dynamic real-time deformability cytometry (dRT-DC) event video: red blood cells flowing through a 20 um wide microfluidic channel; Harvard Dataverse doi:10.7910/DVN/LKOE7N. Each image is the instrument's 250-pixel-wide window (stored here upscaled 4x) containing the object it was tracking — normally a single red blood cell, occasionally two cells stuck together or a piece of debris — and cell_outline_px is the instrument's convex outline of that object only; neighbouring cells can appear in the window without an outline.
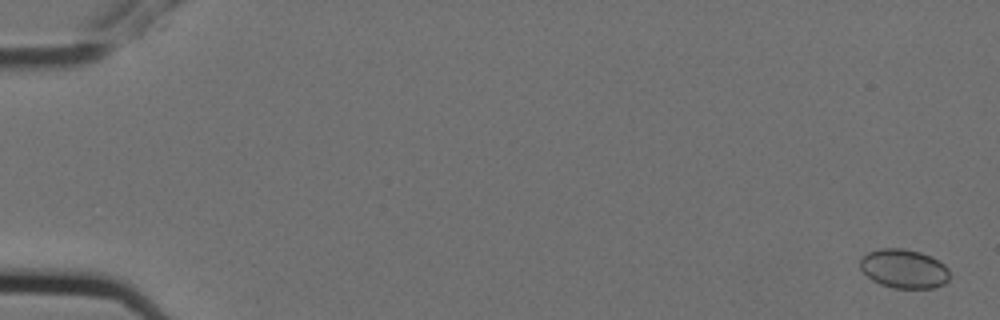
{"species": "Egyptian fruit bat (a non-hibernating species)", "species_latin": "Rousettus aegyptiacus", "temperature_condition": "cold", "stored_images_in_passage": 9, "camera_frame_rate_fps": 3000, "um_per_image_px": 0.085, "animal": {"sex": "female"}, "frame": {"image": 1, "passage_image": 1, "time_ms": 0.0, "image_size_px": [1000, 320], "cell_outline_px": [[948, 280], [944, 284], [932, 288], [892, 288], [880, 284], [872, 280], [860, 268], [860, 256], [868, 252], [880, 248], [904, 248], [920, 252], [932, 256], [944, 264], [948, 268]], "centroid_in_image_um": [76.82, 22.83], "position_along_channel_um": 8.2, "area_um2": 20.52}}
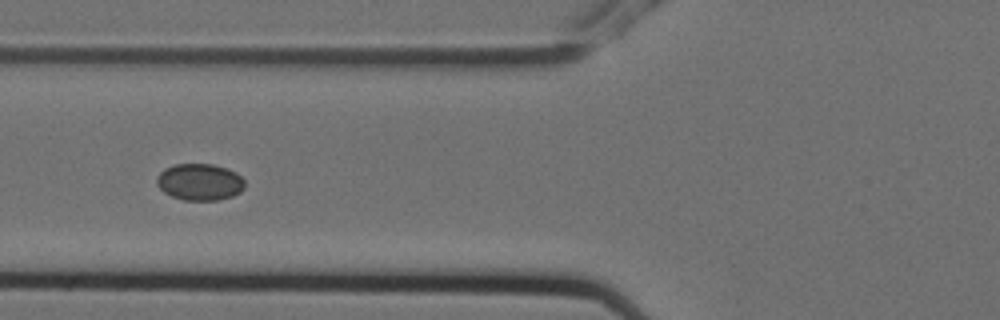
{"frame": {"image": 2, "passage_image": 7, "time_ms": 2.0, "image_size_px": [1000, 320], "cell_outline_px": [[244, 188], [240, 192], [232, 196], [216, 200], [184, 200], [172, 196], [164, 192], [156, 184], [156, 176], [164, 168], [176, 164], [212, 164], [228, 168], [236, 172], [244, 180]], "centroid_in_image_um": [16.97, 15.46], "position_along_channel_um": 108.8, "area_um2": 18.9}}
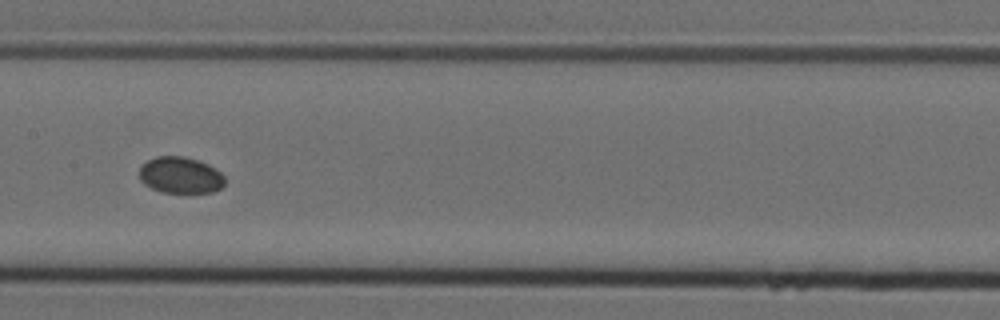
{"frame": {"image": 3, "passage_image": 9, "time_ms": 2.667, "image_size_px": [1000, 320], "cell_outline_px": [[224, 184], [220, 188], [212, 192], [160, 192], [144, 184], [140, 180], [140, 164], [156, 156], [184, 156], [208, 164], [220, 172], [224, 176]], "centroid_in_image_um": [15.31, 14.88], "position_along_channel_um": 192.1, "area_um2": 18.09}}